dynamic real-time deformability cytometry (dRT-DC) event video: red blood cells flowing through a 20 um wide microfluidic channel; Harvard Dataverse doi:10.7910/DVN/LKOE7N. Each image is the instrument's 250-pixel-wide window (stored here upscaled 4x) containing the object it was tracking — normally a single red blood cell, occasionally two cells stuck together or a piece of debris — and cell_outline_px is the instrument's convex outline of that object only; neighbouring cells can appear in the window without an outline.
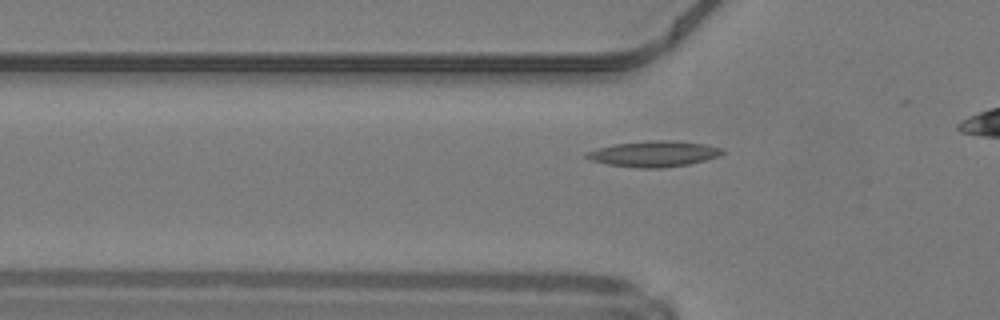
{"species": "common noctule bat (a hibernating species)", "species_latin": "Nyctalus noctula", "temperature_condition": "warm", "stored_images_in_passage": 16, "camera_frame_rate_fps": 3000, "um_per_image_px": 0.085, "animal": {"sex": "male", "body_mass_g": 19.2, "forearm_length_mm": 51.8}, "frame": {"image": 1, "passage_image": 9, "time_ms": 2.667, "image_size_px": [1000, 320], "cell_outline_px": [[728, 152], [720, 156], [688, 164], [664, 168], [636, 168], [608, 164], [592, 160], [584, 156], [584, 152], [616, 144], [652, 140], [672, 140], [704, 144], [720, 148]], "centroid_in_image_um": [55.61, 13.08], "position_along_channel_um": 70.2, "area_um2": 20.35}}
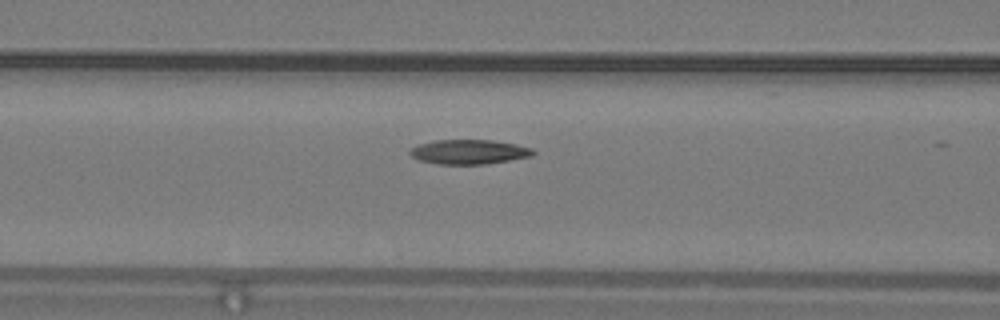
{"frame": {"image": 2, "passage_image": 13, "time_ms": 4.0, "image_size_px": [1000, 320], "cell_outline_px": [[536, 152], [532, 156], [484, 164], [436, 164], [416, 160], [408, 152], [412, 148], [420, 144], [436, 140], [492, 140], [516, 144], [532, 148]], "centroid_in_image_um": [39.85, 12.91], "position_along_channel_um": 126.7, "area_um2": 17.57}}